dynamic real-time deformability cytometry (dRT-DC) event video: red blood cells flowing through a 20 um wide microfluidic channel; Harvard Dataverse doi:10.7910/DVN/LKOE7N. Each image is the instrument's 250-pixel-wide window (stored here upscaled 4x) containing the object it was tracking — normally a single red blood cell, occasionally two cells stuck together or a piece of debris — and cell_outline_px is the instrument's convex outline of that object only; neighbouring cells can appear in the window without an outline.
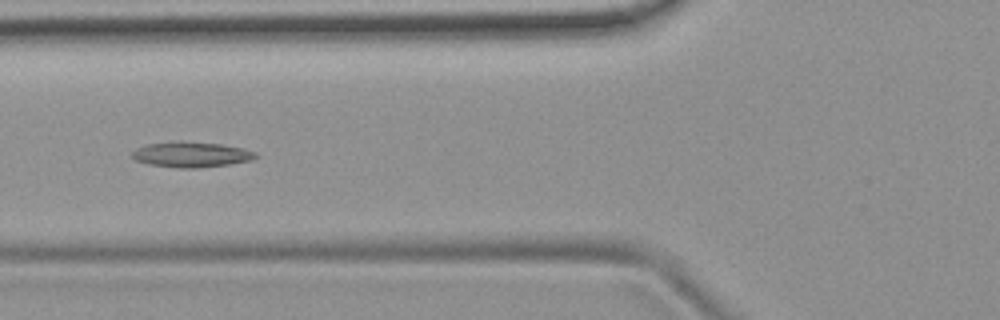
{"species": "common noctule bat (a hibernating species)", "species_latin": "Nyctalus noctula", "temperature_condition": "room temperature", "stored_images_in_passage": 7, "camera_frame_rate_fps": 3000, "um_per_image_px": 0.085, "animal": {"sex": "female", "body_mass_g": 19.9}, "frame": {"image": 1, "passage_image": 5, "time_ms": 4.667, "image_size_px": [1000, 320], "cell_outline_px": [[260, 156], [252, 160], [232, 164], [196, 168], [180, 168], [148, 164], [136, 160], [132, 156], [132, 152], [136, 148], [148, 144], [176, 140], [220, 144], [244, 148], [256, 152]], "centroid_in_image_um": [16.29, 13.13], "position_along_channel_um": 109.5, "area_um2": 18.5}}
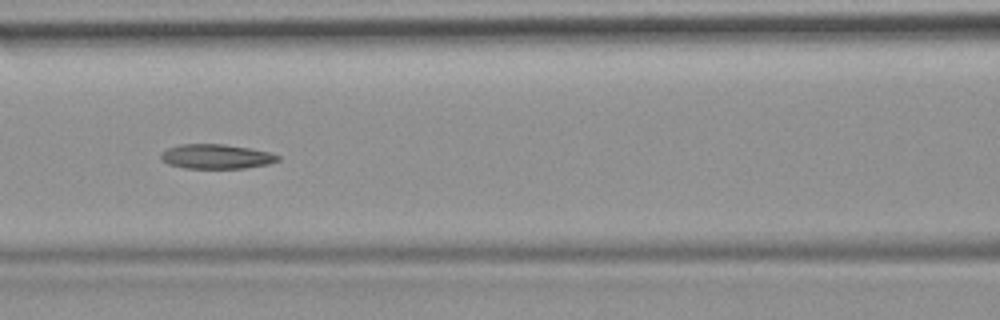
{"frame": {"image": 2, "passage_image": 6, "time_ms": 5.667, "image_size_px": [1000, 320], "cell_outline_px": [[280, 160], [268, 164], [244, 168], [184, 168], [168, 164], [160, 160], [160, 152], [168, 148], [180, 144], [224, 144], [248, 148], [268, 152], [280, 156]], "centroid_in_image_um": [18.33, 13.3], "position_along_channel_um": 148.3, "area_um2": 16.76}}